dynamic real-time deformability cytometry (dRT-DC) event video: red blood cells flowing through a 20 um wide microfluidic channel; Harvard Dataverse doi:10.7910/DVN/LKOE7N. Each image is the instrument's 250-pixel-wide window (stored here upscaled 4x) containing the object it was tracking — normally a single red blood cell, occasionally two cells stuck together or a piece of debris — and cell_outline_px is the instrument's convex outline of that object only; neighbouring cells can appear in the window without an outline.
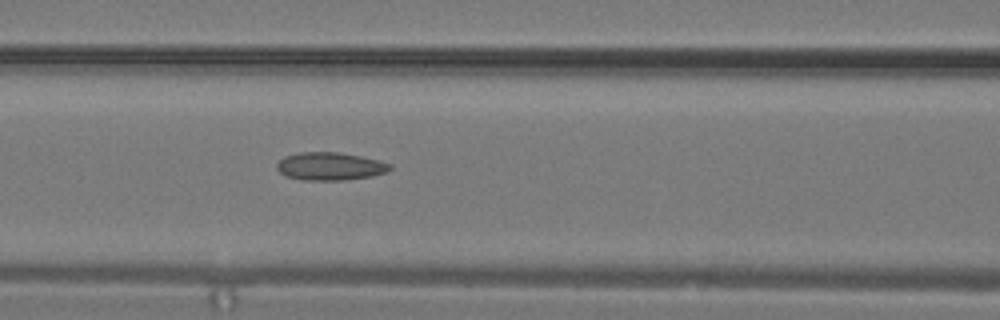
{"species": "common noctule bat (a hibernating species)", "species_latin": "Nyctalus noctula", "temperature_condition": "warm", "stored_images_in_passage": 12, "camera_frame_rate_fps": 3000, "um_per_image_px": 0.085, "animal": {"sex": "male", "body_mass_g": 19.2, "forearm_length_mm": 51.8}, "frame": {"image": 1, "passage_image": 12, "time_ms": 3.667, "image_size_px": [1000, 320], "cell_outline_px": [[392, 168], [388, 172], [372, 176], [344, 180], [304, 180], [284, 176], [276, 168], [276, 164], [284, 156], [300, 152], [336, 152], [360, 156], [380, 160], [392, 164]], "centroid_in_image_um": [28.07, 14.14], "position_along_channel_um": 138.5, "area_um2": 18.55}}